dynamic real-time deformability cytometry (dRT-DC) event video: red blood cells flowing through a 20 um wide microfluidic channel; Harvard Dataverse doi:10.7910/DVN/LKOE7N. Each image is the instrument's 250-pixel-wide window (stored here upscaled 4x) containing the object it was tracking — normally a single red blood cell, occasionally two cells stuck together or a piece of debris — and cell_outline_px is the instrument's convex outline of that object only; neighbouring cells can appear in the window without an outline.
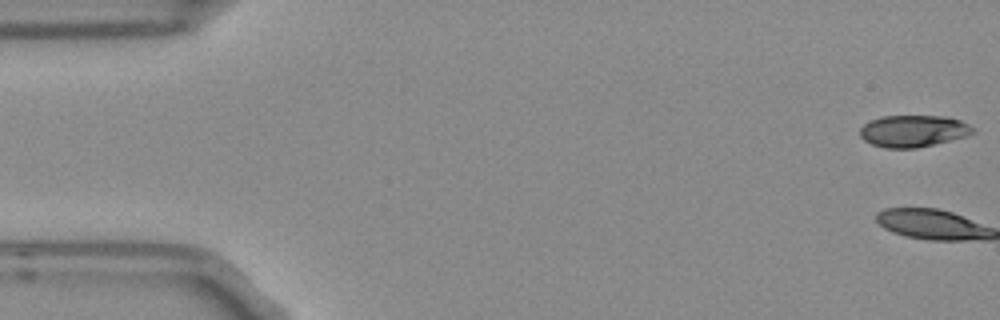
{"species": "Egyptian fruit bat (a non-hibernating species)", "species_latin": "Rousettus aegyptiacus", "temperature_condition": "room temperature", "stored_images_in_passage": 5, "camera_frame_rate_fps": 3000, "um_per_image_px": 0.085, "frame": {"image": 1, "passage_image": 1, "time_ms": 0.0, "image_size_px": [1000, 320], "cell_outline_px": [[976, 132], [968, 136], [916, 148], [884, 148], [872, 144], [864, 140], [860, 136], [860, 128], [864, 124], [872, 120], [884, 116], [944, 116], [960, 120], [976, 128]], "centroid_in_image_um": [77.66, 11.14], "position_along_channel_um": 7.3, "area_um2": 20.98}}
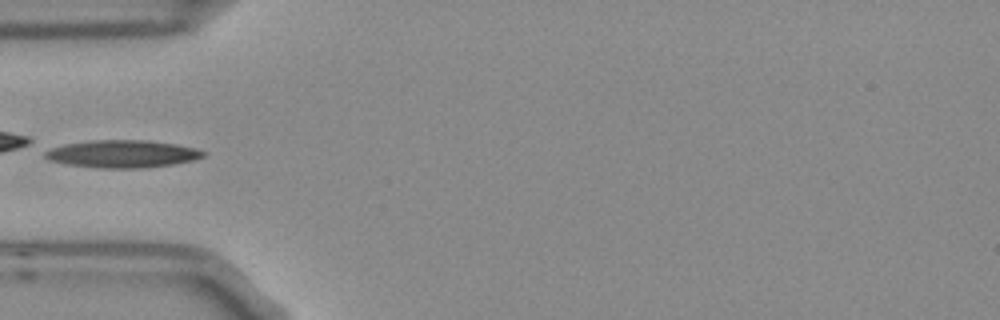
{"frame": {"image": 2, "passage_image": 5, "time_ms": 1.333, "image_size_px": [1000, 320], "cell_outline_px": [[208, 152], [204, 156], [192, 160], [172, 164], [144, 168], [100, 168], [68, 164], [52, 160], [44, 156], [44, 152], [52, 148], [64, 144], [92, 140], [148, 140], [176, 144], [196, 148]], "centroid_in_image_um": [10.44, 13.07], "position_along_channel_um": 74.6, "area_um2": 25.26}}